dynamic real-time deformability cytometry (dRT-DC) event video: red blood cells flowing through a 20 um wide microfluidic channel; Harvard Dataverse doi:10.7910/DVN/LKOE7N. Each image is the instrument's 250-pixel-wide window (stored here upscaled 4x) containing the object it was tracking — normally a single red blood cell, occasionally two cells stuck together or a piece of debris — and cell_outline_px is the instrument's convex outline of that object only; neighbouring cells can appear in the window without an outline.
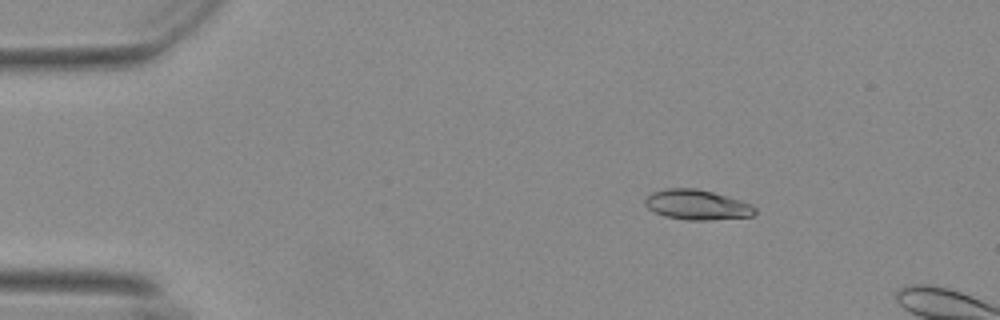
{"species": "Egyptian fruit bat (a non-hibernating species)", "species_latin": "Rousettus aegyptiacus", "temperature_condition": "warm", "stored_images_in_passage": 6, "camera_frame_rate_fps": 3000, "um_per_image_px": 0.085, "animal": {"sex": "female"}, "frame": {"image": 1, "passage_image": 1, "time_ms": 0.0, "image_size_px": [1000, 320], "cell_outline_px": [[756, 212], [752, 216], [708, 220], [688, 220], [664, 216], [648, 208], [644, 204], [644, 200], [652, 192], [664, 188], [696, 188], [712, 192], [740, 200], [752, 204], [756, 208]], "centroid_in_image_um": [59.24, 17.4], "position_along_channel_um": 25.8, "area_um2": 19.19}}